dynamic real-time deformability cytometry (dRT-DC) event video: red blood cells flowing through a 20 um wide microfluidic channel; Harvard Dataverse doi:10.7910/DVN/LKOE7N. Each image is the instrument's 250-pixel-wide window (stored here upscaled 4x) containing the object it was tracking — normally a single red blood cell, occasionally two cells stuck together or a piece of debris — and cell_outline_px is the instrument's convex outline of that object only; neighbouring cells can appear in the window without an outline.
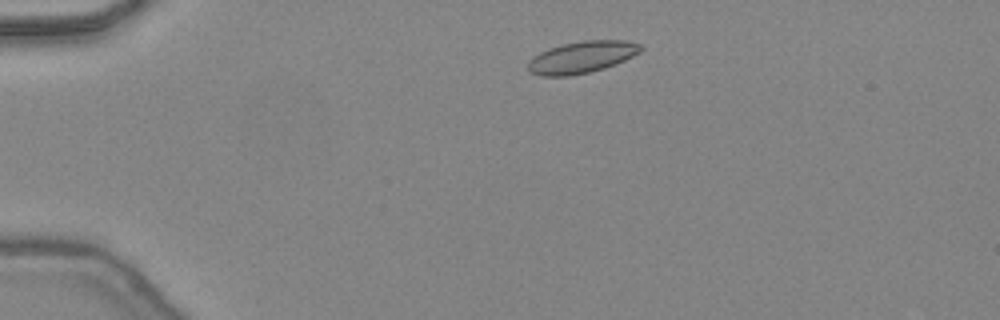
{"species": "common noctule bat (a hibernating species)", "species_latin": "Nyctalus noctula", "temperature_condition": "warm", "stored_images_in_passage": 41, "camera_frame_rate_fps": 3000, "um_per_image_px": 0.085, "animal": {"sex": "female", "body_mass_g": 24.6, "forearm_length_mm": 56.2}, "frame": {"image": 1, "passage_image": 5, "time_ms": 1.333, "image_size_px": [1000, 320], "cell_outline_px": [[644, 48], [640, 52], [616, 64], [604, 68], [588, 72], [568, 76], [540, 76], [528, 72], [528, 60], [540, 52], [548, 48], [564, 44], [584, 40], [624, 40], [640, 44]], "centroid_in_image_um": [49.43, 4.86], "position_along_channel_um": 35.6, "area_um2": 20.92}}
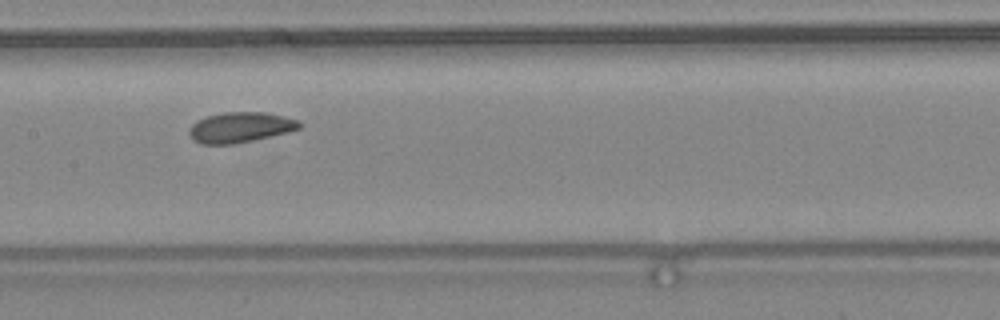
{"frame": {"image": 2, "passage_image": 19, "time_ms": 6.0, "image_size_px": [1000, 320], "cell_outline_px": [[304, 124], [300, 128], [288, 132], [252, 140], [232, 144], [200, 144], [192, 140], [188, 132], [188, 128], [196, 120], [208, 116], [224, 112], [268, 112], [300, 120]], "centroid_in_image_um": [20.42, 10.82], "position_along_channel_um": 187.0, "area_um2": 19.71}}
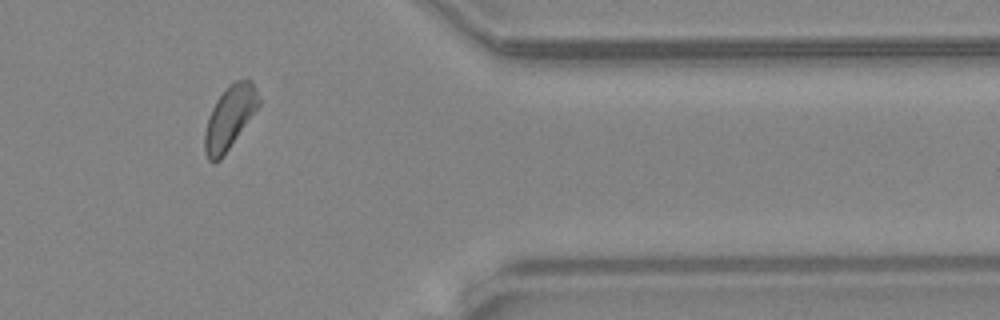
{"frame": {"image": 3, "passage_image": 34, "time_ms": 11.0, "image_size_px": [1000, 320], "cell_outline_px": [[260, 104], [220, 160], [212, 164], [208, 160], [204, 152], [204, 132], [208, 116], [216, 100], [228, 84], [236, 80], [252, 80], [256, 88], [260, 100]], "centroid_in_image_um": [19.49, 9.99], "position_along_channel_um": 391.9, "area_um2": 19.77}, "authors_computed_cell_mechanics": {"area_um2": 19.7098, "velocity_mm_per_s": 4.4376, "shape_relaxation_time_tau1_ms": 4.3164, "shape_relaxation_time_tau2_ms": 7.9914, "deformation_change_tau1": 0.0827, "deformation_change_tau2": 0.1429}}